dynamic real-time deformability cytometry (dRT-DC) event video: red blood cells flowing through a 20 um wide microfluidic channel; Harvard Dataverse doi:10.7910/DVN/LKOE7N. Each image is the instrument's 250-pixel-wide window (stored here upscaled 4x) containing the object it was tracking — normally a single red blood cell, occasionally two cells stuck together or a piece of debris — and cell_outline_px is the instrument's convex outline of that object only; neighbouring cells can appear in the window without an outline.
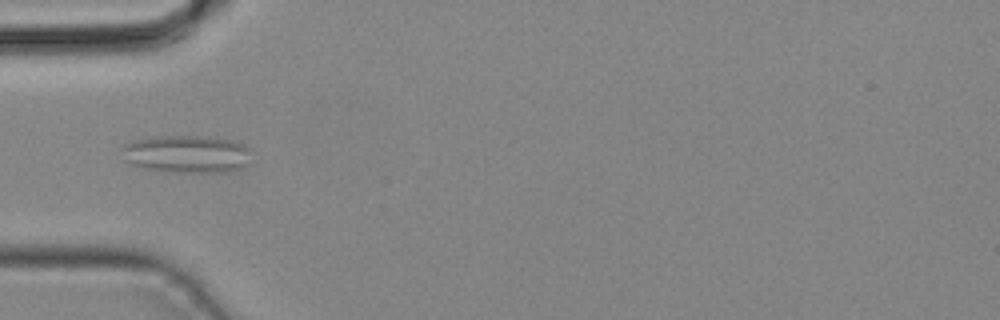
{"species": "common noctule bat (a hibernating species)", "species_latin": "Nyctalus noctula", "temperature_condition": "cold", "stored_images_in_passage": 43, "camera_frame_rate_fps": 3000, "um_per_image_px": 0.085, "animal": {"sex": "male", "body_mass_g": 19.2, "forearm_length_mm": 51.8}, "frame": {"image": 1, "passage_image": 14, "time_ms": 4.333, "image_size_px": [1000, 320], "cell_outline_px": [[252, 148], [248, 164], [244, 168], [228, 172], [176, 172], [144, 168], [132, 164], [124, 160], [120, 148], [124, 144], [136, 140], [156, 136], [208, 136], [232, 140], [244, 144]], "centroid_in_image_um": [15.92, 13.09], "position_along_channel_um": 69.1, "area_um2": 28.84}}
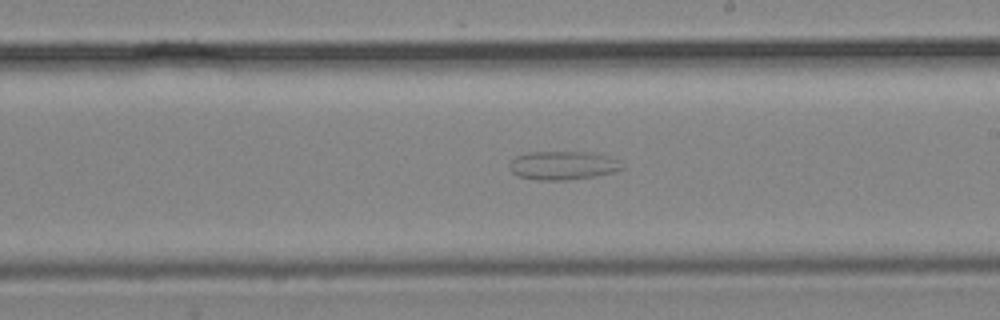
{"frame": {"image": 2, "passage_image": 25, "time_ms": 8.0, "image_size_px": [1000, 320], "cell_outline_px": [[624, 168], [612, 172], [596, 176], [568, 180], [536, 180], [516, 176], [508, 168], [508, 164], [516, 156], [524, 152], [588, 152], [604, 156], [616, 160]], "centroid_in_image_um": [47.74, 14.07], "position_along_channel_um": 241.3, "area_um2": 18.73}}
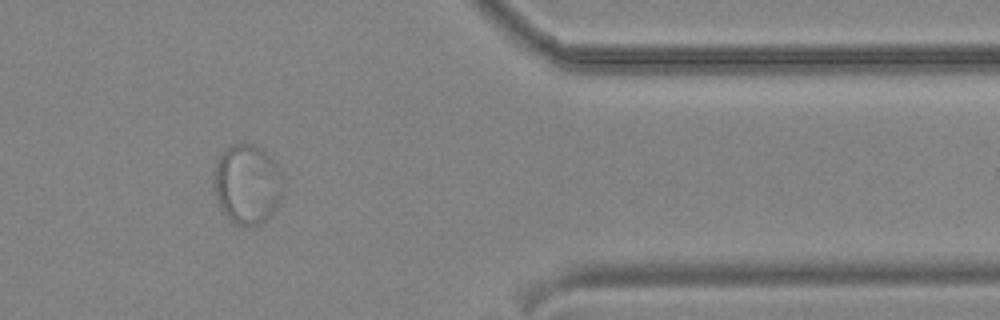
{"frame": {"image": 3, "passage_image": 36, "time_ms": 11.667, "image_size_px": [1000, 320], "cell_outline_px": [[284, 192], [280, 204], [260, 224], [252, 228], [244, 228], [232, 224], [220, 208], [212, 188], [212, 172], [216, 160], [220, 152], [224, 148], [232, 144], [252, 144], [264, 148], [276, 160], [284, 176]], "centroid_in_image_um": [21.02, 15.65], "position_along_channel_um": 390.4, "area_um2": 34.04}}